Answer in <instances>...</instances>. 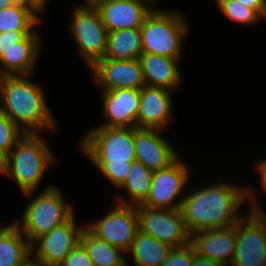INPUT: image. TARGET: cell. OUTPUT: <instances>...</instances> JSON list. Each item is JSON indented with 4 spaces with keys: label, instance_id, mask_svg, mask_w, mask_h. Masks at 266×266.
Here are the masks:
<instances>
[{
    "label": "cell",
    "instance_id": "d6a6232c",
    "mask_svg": "<svg viewBox=\"0 0 266 266\" xmlns=\"http://www.w3.org/2000/svg\"><path fill=\"white\" fill-rule=\"evenodd\" d=\"M24 6L29 7L37 16L43 13L46 7V0H18Z\"/></svg>",
    "mask_w": 266,
    "mask_h": 266
},
{
    "label": "cell",
    "instance_id": "f546056e",
    "mask_svg": "<svg viewBox=\"0 0 266 266\" xmlns=\"http://www.w3.org/2000/svg\"><path fill=\"white\" fill-rule=\"evenodd\" d=\"M59 266H93L86 249L79 242Z\"/></svg>",
    "mask_w": 266,
    "mask_h": 266
},
{
    "label": "cell",
    "instance_id": "8fae6325",
    "mask_svg": "<svg viewBox=\"0 0 266 266\" xmlns=\"http://www.w3.org/2000/svg\"><path fill=\"white\" fill-rule=\"evenodd\" d=\"M189 171V167L180 157L168 168L153 171L149 195L141 205L149 208L180 209L184 195L176 203L175 199L189 182Z\"/></svg>",
    "mask_w": 266,
    "mask_h": 266
},
{
    "label": "cell",
    "instance_id": "6da1fadb",
    "mask_svg": "<svg viewBox=\"0 0 266 266\" xmlns=\"http://www.w3.org/2000/svg\"><path fill=\"white\" fill-rule=\"evenodd\" d=\"M246 189L227 182H215L186 194L180 210L190 235L198 231L235 225L242 217L237 212L245 200L251 205L249 209L262 210L253 198L254 189Z\"/></svg>",
    "mask_w": 266,
    "mask_h": 266
},
{
    "label": "cell",
    "instance_id": "83f0119b",
    "mask_svg": "<svg viewBox=\"0 0 266 266\" xmlns=\"http://www.w3.org/2000/svg\"><path fill=\"white\" fill-rule=\"evenodd\" d=\"M24 132L4 113L0 111V150L9 154Z\"/></svg>",
    "mask_w": 266,
    "mask_h": 266
},
{
    "label": "cell",
    "instance_id": "836d02e7",
    "mask_svg": "<svg viewBox=\"0 0 266 266\" xmlns=\"http://www.w3.org/2000/svg\"><path fill=\"white\" fill-rule=\"evenodd\" d=\"M191 266H221L218 262L212 261L198 253H194Z\"/></svg>",
    "mask_w": 266,
    "mask_h": 266
},
{
    "label": "cell",
    "instance_id": "d6986e66",
    "mask_svg": "<svg viewBox=\"0 0 266 266\" xmlns=\"http://www.w3.org/2000/svg\"><path fill=\"white\" fill-rule=\"evenodd\" d=\"M37 30L27 35L16 46L5 51L0 57V75H32L38 64L41 46Z\"/></svg>",
    "mask_w": 266,
    "mask_h": 266
},
{
    "label": "cell",
    "instance_id": "3957f363",
    "mask_svg": "<svg viewBox=\"0 0 266 266\" xmlns=\"http://www.w3.org/2000/svg\"><path fill=\"white\" fill-rule=\"evenodd\" d=\"M81 144L85 155L119 189L136 161L134 127H94Z\"/></svg>",
    "mask_w": 266,
    "mask_h": 266
},
{
    "label": "cell",
    "instance_id": "d4e9b609",
    "mask_svg": "<svg viewBox=\"0 0 266 266\" xmlns=\"http://www.w3.org/2000/svg\"><path fill=\"white\" fill-rule=\"evenodd\" d=\"M153 171L138 161L132 162L128 177L120 189H126L130 199L119 197V203L125 205H141L148 197L151 188Z\"/></svg>",
    "mask_w": 266,
    "mask_h": 266
},
{
    "label": "cell",
    "instance_id": "f35d334b",
    "mask_svg": "<svg viewBox=\"0 0 266 266\" xmlns=\"http://www.w3.org/2000/svg\"><path fill=\"white\" fill-rule=\"evenodd\" d=\"M100 1H103V0H86V5H96L97 3H99Z\"/></svg>",
    "mask_w": 266,
    "mask_h": 266
},
{
    "label": "cell",
    "instance_id": "30bf717a",
    "mask_svg": "<svg viewBox=\"0 0 266 266\" xmlns=\"http://www.w3.org/2000/svg\"><path fill=\"white\" fill-rule=\"evenodd\" d=\"M90 222L85 227L97 238L120 248L126 254L139 231L136 206L118 203L103 218Z\"/></svg>",
    "mask_w": 266,
    "mask_h": 266
},
{
    "label": "cell",
    "instance_id": "4fadbf2b",
    "mask_svg": "<svg viewBox=\"0 0 266 266\" xmlns=\"http://www.w3.org/2000/svg\"><path fill=\"white\" fill-rule=\"evenodd\" d=\"M93 78L102 91L116 88L140 90L146 86L139 59H100L91 68Z\"/></svg>",
    "mask_w": 266,
    "mask_h": 266
},
{
    "label": "cell",
    "instance_id": "484cf974",
    "mask_svg": "<svg viewBox=\"0 0 266 266\" xmlns=\"http://www.w3.org/2000/svg\"><path fill=\"white\" fill-rule=\"evenodd\" d=\"M39 17L21 2L0 10V33L7 31H34Z\"/></svg>",
    "mask_w": 266,
    "mask_h": 266
},
{
    "label": "cell",
    "instance_id": "8992f818",
    "mask_svg": "<svg viewBox=\"0 0 266 266\" xmlns=\"http://www.w3.org/2000/svg\"><path fill=\"white\" fill-rule=\"evenodd\" d=\"M73 209L70 203L64 201L57 187L48 185L28 202L22 222H14L32 243L39 236L69 221L74 216Z\"/></svg>",
    "mask_w": 266,
    "mask_h": 266
},
{
    "label": "cell",
    "instance_id": "7a4b0ae2",
    "mask_svg": "<svg viewBox=\"0 0 266 266\" xmlns=\"http://www.w3.org/2000/svg\"><path fill=\"white\" fill-rule=\"evenodd\" d=\"M30 75L2 76L0 111L7 115L25 134H39L55 129L54 117L46 104L44 89L28 80Z\"/></svg>",
    "mask_w": 266,
    "mask_h": 266
},
{
    "label": "cell",
    "instance_id": "52a82bcc",
    "mask_svg": "<svg viewBox=\"0 0 266 266\" xmlns=\"http://www.w3.org/2000/svg\"><path fill=\"white\" fill-rule=\"evenodd\" d=\"M69 28L80 55L90 69L98 60L103 59L107 47L108 31L98 9L94 5L75 6Z\"/></svg>",
    "mask_w": 266,
    "mask_h": 266
},
{
    "label": "cell",
    "instance_id": "ba28073f",
    "mask_svg": "<svg viewBox=\"0 0 266 266\" xmlns=\"http://www.w3.org/2000/svg\"><path fill=\"white\" fill-rule=\"evenodd\" d=\"M236 223L235 256L230 266H266V213L250 209Z\"/></svg>",
    "mask_w": 266,
    "mask_h": 266
},
{
    "label": "cell",
    "instance_id": "2e32d148",
    "mask_svg": "<svg viewBox=\"0 0 266 266\" xmlns=\"http://www.w3.org/2000/svg\"><path fill=\"white\" fill-rule=\"evenodd\" d=\"M101 93L106 121L98 127H136L140 90L116 88Z\"/></svg>",
    "mask_w": 266,
    "mask_h": 266
},
{
    "label": "cell",
    "instance_id": "e0dca14e",
    "mask_svg": "<svg viewBox=\"0 0 266 266\" xmlns=\"http://www.w3.org/2000/svg\"><path fill=\"white\" fill-rule=\"evenodd\" d=\"M190 243L196 253L221 266H230L236 251V224L192 233Z\"/></svg>",
    "mask_w": 266,
    "mask_h": 266
},
{
    "label": "cell",
    "instance_id": "7c38bea8",
    "mask_svg": "<svg viewBox=\"0 0 266 266\" xmlns=\"http://www.w3.org/2000/svg\"><path fill=\"white\" fill-rule=\"evenodd\" d=\"M76 225L73 216L63 225L36 238L31 243L33 259L45 266H59L80 242V235L85 226L77 227Z\"/></svg>",
    "mask_w": 266,
    "mask_h": 266
},
{
    "label": "cell",
    "instance_id": "5bb4252c",
    "mask_svg": "<svg viewBox=\"0 0 266 266\" xmlns=\"http://www.w3.org/2000/svg\"><path fill=\"white\" fill-rule=\"evenodd\" d=\"M154 0H103L95 5L108 32L141 28ZM151 6V7H150Z\"/></svg>",
    "mask_w": 266,
    "mask_h": 266
},
{
    "label": "cell",
    "instance_id": "e575fe53",
    "mask_svg": "<svg viewBox=\"0 0 266 266\" xmlns=\"http://www.w3.org/2000/svg\"><path fill=\"white\" fill-rule=\"evenodd\" d=\"M255 166L258 173H260V182L262 183L264 190H266V159L262 161L260 160Z\"/></svg>",
    "mask_w": 266,
    "mask_h": 266
},
{
    "label": "cell",
    "instance_id": "7402d4cb",
    "mask_svg": "<svg viewBox=\"0 0 266 266\" xmlns=\"http://www.w3.org/2000/svg\"><path fill=\"white\" fill-rule=\"evenodd\" d=\"M142 54L140 28L108 32L107 47L103 59H139Z\"/></svg>",
    "mask_w": 266,
    "mask_h": 266
},
{
    "label": "cell",
    "instance_id": "74e56055",
    "mask_svg": "<svg viewBox=\"0 0 266 266\" xmlns=\"http://www.w3.org/2000/svg\"><path fill=\"white\" fill-rule=\"evenodd\" d=\"M32 257H30L23 265L21 266H45L41 262L36 261L35 259L31 260ZM33 261V262H32Z\"/></svg>",
    "mask_w": 266,
    "mask_h": 266
},
{
    "label": "cell",
    "instance_id": "cb8c5ba5",
    "mask_svg": "<svg viewBox=\"0 0 266 266\" xmlns=\"http://www.w3.org/2000/svg\"><path fill=\"white\" fill-rule=\"evenodd\" d=\"M80 243L86 249L93 266H128L121 254H126L123 250L97 238L86 227L80 235Z\"/></svg>",
    "mask_w": 266,
    "mask_h": 266
},
{
    "label": "cell",
    "instance_id": "1f68e13d",
    "mask_svg": "<svg viewBox=\"0 0 266 266\" xmlns=\"http://www.w3.org/2000/svg\"><path fill=\"white\" fill-rule=\"evenodd\" d=\"M244 6L256 10L263 18H266V0H237Z\"/></svg>",
    "mask_w": 266,
    "mask_h": 266
},
{
    "label": "cell",
    "instance_id": "9c48e42d",
    "mask_svg": "<svg viewBox=\"0 0 266 266\" xmlns=\"http://www.w3.org/2000/svg\"><path fill=\"white\" fill-rule=\"evenodd\" d=\"M136 212L141 232L172 248L190 243L191 235L185 226L180 209L149 208L137 205Z\"/></svg>",
    "mask_w": 266,
    "mask_h": 266
},
{
    "label": "cell",
    "instance_id": "d590c367",
    "mask_svg": "<svg viewBox=\"0 0 266 266\" xmlns=\"http://www.w3.org/2000/svg\"><path fill=\"white\" fill-rule=\"evenodd\" d=\"M7 173V154L0 150V175L6 176Z\"/></svg>",
    "mask_w": 266,
    "mask_h": 266
},
{
    "label": "cell",
    "instance_id": "4dcf8cb0",
    "mask_svg": "<svg viewBox=\"0 0 266 266\" xmlns=\"http://www.w3.org/2000/svg\"><path fill=\"white\" fill-rule=\"evenodd\" d=\"M33 31H7L0 33V57L16 43L22 41L27 35Z\"/></svg>",
    "mask_w": 266,
    "mask_h": 266
},
{
    "label": "cell",
    "instance_id": "44dd1931",
    "mask_svg": "<svg viewBox=\"0 0 266 266\" xmlns=\"http://www.w3.org/2000/svg\"><path fill=\"white\" fill-rule=\"evenodd\" d=\"M31 257V243L13 223L0 224V266H21Z\"/></svg>",
    "mask_w": 266,
    "mask_h": 266
},
{
    "label": "cell",
    "instance_id": "f1b7e54d",
    "mask_svg": "<svg viewBox=\"0 0 266 266\" xmlns=\"http://www.w3.org/2000/svg\"><path fill=\"white\" fill-rule=\"evenodd\" d=\"M195 249L191 243L173 248L168 259L161 266H191Z\"/></svg>",
    "mask_w": 266,
    "mask_h": 266
},
{
    "label": "cell",
    "instance_id": "8d00e7d4",
    "mask_svg": "<svg viewBox=\"0 0 266 266\" xmlns=\"http://www.w3.org/2000/svg\"><path fill=\"white\" fill-rule=\"evenodd\" d=\"M17 2H18V0H0V10L3 8L10 7Z\"/></svg>",
    "mask_w": 266,
    "mask_h": 266
},
{
    "label": "cell",
    "instance_id": "4316f807",
    "mask_svg": "<svg viewBox=\"0 0 266 266\" xmlns=\"http://www.w3.org/2000/svg\"><path fill=\"white\" fill-rule=\"evenodd\" d=\"M220 11L233 22L254 24L263 18L256 10L248 8L237 0H216Z\"/></svg>",
    "mask_w": 266,
    "mask_h": 266
},
{
    "label": "cell",
    "instance_id": "603a6c76",
    "mask_svg": "<svg viewBox=\"0 0 266 266\" xmlns=\"http://www.w3.org/2000/svg\"><path fill=\"white\" fill-rule=\"evenodd\" d=\"M173 248L140 230L127 254L132 255L135 266H161Z\"/></svg>",
    "mask_w": 266,
    "mask_h": 266
},
{
    "label": "cell",
    "instance_id": "ffe728a7",
    "mask_svg": "<svg viewBox=\"0 0 266 266\" xmlns=\"http://www.w3.org/2000/svg\"><path fill=\"white\" fill-rule=\"evenodd\" d=\"M139 60L146 86L170 91L179 88L182 76L178 59L143 53Z\"/></svg>",
    "mask_w": 266,
    "mask_h": 266
},
{
    "label": "cell",
    "instance_id": "9a60e30c",
    "mask_svg": "<svg viewBox=\"0 0 266 266\" xmlns=\"http://www.w3.org/2000/svg\"><path fill=\"white\" fill-rule=\"evenodd\" d=\"M161 131L134 127L136 161L151 171L168 168L179 158L177 151L160 135Z\"/></svg>",
    "mask_w": 266,
    "mask_h": 266
},
{
    "label": "cell",
    "instance_id": "277c9868",
    "mask_svg": "<svg viewBox=\"0 0 266 266\" xmlns=\"http://www.w3.org/2000/svg\"><path fill=\"white\" fill-rule=\"evenodd\" d=\"M54 159L41 135L24 134L7 155L6 176L16 181L24 195L31 196Z\"/></svg>",
    "mask_w": 266,
    "mask_h": 266
},
{
    "label": "cell",
    "instance_id": "ac0fdd59",
    "mask_svg": "<svg viewBox=\"0 0 266 266\" xmlns=\"http://www.w3.org/2000/svg\"><path fill=\"white\" fill-rule=\"evenodd\" d=\"M172 91L164 88L144 86L140 89V105L136 119L137 128L159 129L172 118Z\"/></svg>",
    "mask_w": 266,
    "mask_h": 266
},
{
    "label": "cell",
    "instance_id": "5b68a950",
    "mask_svg": "<svg viewBox=\"0 0 266 266\" xmlns=\"http://www.w3.org/2000/svg\"><path fill=\"white\" fill-rule=\"evenodd\" d=\"M189 29L186 18L179 11L154 8L140 28L143 53L179 60Z\"/></svg>",
    "mask_w": 266,
    "mask_h": 266
}]
</instances>
